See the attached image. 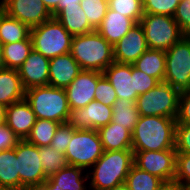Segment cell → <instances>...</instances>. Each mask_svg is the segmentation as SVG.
Returning a JSON list of instances; mask_svg holds the SVG:
<instances>
[{
	"instance_id": "obj_11",
	"label": "cell",
	"mask_w": 190,
	"mask_h": 190,
	"mask_svg": "<svg viewBox=\"0 0 190 190\" xmlns=\"http://www.w3.org/2000/svg\"><path fill=\"white\" fill-rule=\"evenodd\" d=\"M134 165L164 182L175 179L176 156L175 149L163 151H133Z\"/></svg>"
},
{
	"instance_id": "obj_45",
	"label": "cell",
	"mask_w": 190,
	"mask_h": 190,
	"mask_svg": "<svg viewBox=\"0 0 190 190\" xmlns=\"http://www.w3.org/2000/svg\"><path fill=\"white\" fill-rule=\"evenodd\" d=\"M158 190H186L179 182L172 180L163 182Z\"/></svg>"
},
{
	"instance_id": "obj_49",
	"label": "cell",
	"mask_w": 190,
	"mask_h": 190,
	"mask_svg": "<svg viewBox=\"0 0 190 190\" xmlns=\"http://www.w3.org/2000/svg\"><path fill=\"white\" fill-rule=\"evenodd\" d=\"M5 69V63L3 58V45L0 43V70Z\"/></svg>"
},
{
	"instance_id": "obj_39",
	"label": "cell",
	"mask_w": 190,
	"mask_h": 190,
	"mask_svg": "<svg viewBox=\"0 0 190 190\" xmlns=\"http://www.w3.org/2000/svg\"><path fill=\"white\" fill-rule=\"evenodd\" d=\"M174 148L177 154L190 155V124H176Z\"/></svg>"
},
{
	"instance_id": "obj_14",
	"label": "cell",
	"mask_w": 190,
	"mask_h": 190,
	"mask_svg": "<svg viewBox=\"0 0 190 190\" xmlns=\"http://www.w3.org/2000/svg\"><path fill=\"white\" fill-rule=\"evenodd\" d=\"M103 72L82 70L65 88L70 110H76L88 105L95 98L98 79Z\"/></svg>"
},
{
	"instance_id": "obj_8",
	"label": "cell",
	"mask_w": 190,
	"mask_h": 190,
	"mask_svg": "<svg viewBox=\"0 0 190 190\" xmlns=\"http://www.w3.org/2000/svg\"><path fill=\"white\" fill-rule=\"evenodd\" d=\"M102 143L97 130L76 129L65 152L68 165L81 168L92 167L103 154Z\"/></svg>"
},
{
	"instance_id": "obj_34",
	"label": "cell",
	"mask_w": 190,
	"mask_h": 190,
	"mask_svg": "<svg viewBox=\"0 0 190 190\" xmlns=\"http://www.w3.org/2000/svg\"><path fill=\"white\" fill-rule=\"evenodd\" d=\"M109 9L140 22L143 12V0H108Z\"/></svg>"
},
{
	"instance_id": "obj_25",
	"label": "cell",
	"mask_w": 190,
	"mask_h": 190,
	"mask_svg": "<svg viewBox=\"0 0 190 190\" xmlns=\"http://www.w3.org/2000/svg\"><path fill=\"white\" fill-rule=\"evenodd\" d=\"M133 66L148 76L156 78L159 82H164L166 71L165 51L148 49L133 63Z\"/></svg>"
},
{
	"instance_id": "obj_30",
	"label": "cell",
	"mask_w": 190,
	"mask_h": 190,
	"mask_svg": "<svg viewBox=\"0 0 190 190\" xmlns=\"http://www.w3.org/2000/svg\"><path fill=\"white\" fill-rule=\"evenodd\" d=\"M163 180L133 165L126 177L129 190H158Z\"/></svg>"
},
{
	"instance_id": "obj_7",
	"label": "cell",
	"mask_w": 190,
	"mask_h": 190,
	"mask_svg": "<svg viewBox=\"0 0 190 190\" xmlns=\"http://www.w3.org/2000/svg\"><path fill=\"white\" fill-rule=\"evenodd\" d=\"M149 49L167 51L184 35L172 16L143 14L139 22Z\"/></svg>"
},
{
	"instance_id": "obj_41",
	"label": "cell",
	"mask_w": 190,
	"mask_h": 190,
	"mask_svg": "<svg viewBox=\"0 0 190 190\" xmlns=\"http://www.w3.org/2000/svg\"><path fill=\"white\" fill-rule=\"evenodd\" d=\"M132 76H134L135 91L138 95L144 94L160 83L156 78L148 76L146 73L135 68L133 64Z\"/></svg>"
},
{
	"instance_id": "obj_22",
	"label": "cell",
	"mask_w": 190,
	"mask_h": 190,
	"mask_svg": "<svg viewBox=\"0 0 190 190\" xmlns=\"http://www.w3.org/2000/svg\"><path fill=\"white\" fill-rule=\"evenodd\" d=\"M26 89L15 69L0 70V103L6 106L25 98Z\"/></svg>"
},
{
	"instance_id": "obj_13",
	"label": "cell",
	"mask_w": 190,
	"mask_h": 190,
	"mask_svg": "<svg viewBox=\"0 0 190 190\" xmlns=\"http://www.w3.org/2000/svg\"><path fill=\"white\" fill-rule=\"evenodd\" d=\"M112 116V107L92 100L85 107L72 110L67 123L75 129L98 130L108 125Z\"/></svg>"
},
{
	"instance_id": "obj_44",
	"label": "cell",
	"mask_w": 190,
	"mask_h": 190,
	"mask_svg": "<svg viewBox=\"0 0 190 190\" xmlns=\"http://www.w3.org/2000/svg\"><path fill=\"white\" fill-rule=\"evenodd\" d=\"M82 0H60L58 7L51 13L52 18H54L61 10L66 8V6H80Z\"/></svg>"
},
{
	"instance_id": "obj_10",
	"label": "cell",
	"mask_w": 190,
	"mask_h": 190,
	"mask_svg": "<svg viewBox=\"0 0 190 190\" xmlns=\"http://www.w3.org/2000/svg\"><path fill=\"white\" fill-rule=\"evenodd\" d=\"M18 160L20 190L37 188L47 180L42 162L40 161L39 147L29 143L26 139L20 140L15 147Z\"/></svg>"
},
{
	"instance_id": "obj_24",
	"label": "cell",
	"mask_w": 190,
	"mask_h": 190,
	"mask_svg": "<svg viewBox=\"0 0 190 190\" xmlns=\"http://www.w3.org/2000/svg\"><path fill=\"white\" fill-rule=\"evenodd\" d=\"M0 188L2 190H20L15 147L0 151Z\"/></svg>"
},
{
	"instance_id": "obj_17",
	"label": "cell",
	"mask_w": 190,
	"mask_h": 190,
	"mask_svg": "<svg viewBox=\"0 0 190 190\" xmlns=\"http://www.w3.org/2000/svg\"><path fill=\"white\" fill-rule=\"evenodd\" d=\"M36 120V115L25 98L7 106L6 125L20 140L27 139Z\"/></svg>"
},
{
	"instance_id": "obj_21",
	"label": "cell",
	"mask_w": 190,
	"mask_h": 190,
	"mask_svg": "<svg viewBox=\"0 0 190 190\" xmlns=\"http://www.w3.org/2000/svg\"><path fill=\"white\" fill-rule=\"evenodd\" d=\"M97 131L104 151L132 150V132L128 129L111 121Z\"/></svg>"
},
{
	"instance_id": "obj_50",
	"label": "cell",
	"mask_w": 190,
	"mask_h": 190,
	"mask_svg": "<svg viewBox=\"0 0 190 190\" xmlns=\"http://www.w3.org/2000/svg\"><path fill=\"white\" fill-rule=\"evenodd\" d=\"M108 190H129V188L127 187V185L125 183H122V184L114 186Z\"/></svg>"
},
{
	"instance_id": "obj_1",
	"label": "cell",
	"mask_w": 190,
	"mask_h": 190,
	"mask_svg": "<svg viewBox=\"0 0 190 190\" xmlns=\"http://www.w3.org/2000/svg\"><path fill=\"white\" fill-rule=\"evenodd\" d=\"M176 118L140 116L132 131V151L175 149Z\"/></svg>"
},
{
	"instance_id": "obj_48",
	"label": "cell",
	"mask_w": 190,
	"mask_h": 190,
	"mask_svg": "<svg viewBox=\"0 0 190 190\" xmlns=\"http://www.w3.org/2000/svg\"><path fill=\"white\" fill-rule=\"evenodd\" d=\"M37 189L38 190H63L59 187H53L48 180H46L40 186H38Z\"/></svg>"
},
{
	"instance_id": "obj_16",
	"label": "cell",
	"mask_w": 190,
	"mask_h": 190,
	"mask_svg": "<svg viewBox=\"0 0 190 190\" xmlns=\"http://www.w3.org/2000/svg\"><path fill=\"white\" fill-rule=\"evenodd\" d=\"M49 62V58L34 49L30 52L24 63L17 69L26 90L49 85Z\"/></svg>"
},
{
	"instance_id": "obj_6",
	"label": "cell",
	"mask_w": 190,
	"mask_h": 190,
	"mask_svg": "<svg viewBox=\"0 0 190 190\" xmlns=\"http://www.w3.org/2000/svg\"><path fill=\"white\" fill-rule=\"evenodd\" d=\"M180 91L170 84L160 82L137 97L135 104L140 116L177 118Z\"/></svg>"
},
{
	"instance_id": "obj_47",
	"label": "cell",
	"mask_w": 190,
	"mask_h": 190,
	"mask_svg": "<svg viewBox=\"0 0 190 190\" xmlns=\"http://www.w3.org/2000/svg\"><path fill=\"white\" fill-rule=\"evenodd\" d=\"M6 109L7 106L0 103V127L6 125Z\"/></svg>"
},
{
	"instance_id": "obj_15",
	"label": "cell",
	"mask_w": 190,
	"mask_h": 190,
	"mask_svg": "<svg viewBox=\"0 0 190 190\" xmlns=\"http://www.w3.org/2000/svg\"><path fill=\"white\" fill-rule=\"evenodd\" d=\"M148 49L144 30L140 23H136L127 35L113 46L114 62L133 64Z\"/></svg>"
},
{
	"instance_id": "obj_42",
	"label": "cell",
	"mask_w": 190,
	"mask_h": 190,
	"mask_svg": "<svg viewBox=\"0 0 190 190\" xmlns=\"http://www.w3.org/2000/svg\"><path fill=\"white\" fill-rule=\"evenodd\" d=\"M176 124H190V89L180 92Z\"/></svg>"
},
{
	"instance_id": "obj_19",
	"label": "cell",
	"mask_w": 190,
	"mask_h": 190,
	"mask_svg": "<svg viewBox=\"0 0 190 190\" xmlns=\"http://www.w3.org/2000/svg\"><path fill=\"white\" fill-rule=\"evenodd\" d=\"M82 71L71 53L59 55L49 62V85L56 88H67Z\"/></svg>"
},
{
	"instance_id": "obj_46",
	"label": "cell",
	"mask_w": 190,
	"mask_h": 190,
	"mask_svg": "<svg viewBox=\"0 0 190 190\" xmlns=\"http://www.w3.org/2000/svg\"><path fill=\"white\" fill-rule=\"evenodd\" d=\"M50 13H52L57 7L60 0H41Z\"/></svg>"
},
{
	"instance_id": "obj_31",
	"label": "cell",
	"mask_w": 190,
	"mask_h": 190,
	"mask_svg": "<svg viewBox=\"0 0 190 190\" xmlns=\"http://www.w3.org/2000/svg\"><path fill=\"white\" fill-rule=\"evenodd\" d=\"M60 124L51 120L37 119L26 140L38 147L49 146Z\"/></svg>"
},
{
	"instance_id": "obj_20",
	"label": "cell",
	"mask_w": 190,
	"mask_h": 190,
	"mask_svg": "<svg viewBox=\"0 0 190 190\" xmlns=\"http://www.w3.org/2000/svg\"><path fill=\"white\" fill-rule=\"evenodd\" d=\"M135 24L136 22L133 19L108 8L96 31L114 46L123 36L127 35Z\"/></svg>"
},
{
	"instance_id": "obj_33",
	"label": "cell",
	"mask_w": 190,
	"mask_h": 190,
	"mask_svg": "<svg viewBox=\"0 0 190 190\" xmlns=\"http://www.w3.org/2000/svg\"><path fill=\"white\" fill-rule=\"evenodd\" d=\"M81 9L84 11L89 24L96 30L102 23L109 8L108 0H82Z\"/></svg>"
},
{
	"instance_id": "obj_43",
	"label": "cell",
	"mask_w": 190,
	"mask_h": 190,
	"mask_svg": "<svg viewBox=\"0 0 190 190\" xmlns=\"http://www.w3.org/2000/svg\"><path fill=\"white\" fill-rule=\"evenodd\" d=\"M20 139L7 126L0 127V151L16 147Z\"/></svg>"
},
{
	"instance_id": "obj_32",
	"label": "cell",
	"mask_w": 190,
	"mask_h": 190,
	"mask_svg": "<svg viewBox=\"0 0 190 190\" xmlns=\"http://www.w3.org/2000/svg\"><path fill=\"white\" fill-rule=\"evenodd\" d=\"M40 161L47 177L58 172L67 165L65 154L49 146L39 147Z\"/></svg>"
},
{
	"instance_id": "obj_38",
	"label": "cell",
	"mask_w": 190,
	"mask_h": 190,
	"mask_svg": "<svg viewBox=\"0 0 190 190\" xmlns=\"http://www.w3.org/2000/svg\"><path fill=\"white\" fill-rule=\"evenodd\" d=\"M175 181L179 182L186 190L190 189V155L177 154Z\"/></svg>"
},
{
	"instance_id": "obj_23",
	"label": "cell",
	"mask_w": 190,
	"mask_h": 190,
	"mask_svg": "<svg viewBox=\"0 0 190 190\" xmlns=\"http://www.w3.org/2000/svg\"><path fill=\"white\" fill-rule=\"evenodd\" d=\"M72 35H83L95 31L81 9V6H66L55 17Z\"/></svg>"
},
{
	"instance_id": "obj_3",
	"label": "cell",
	"mask_w": 190,
	"mask_h": 190,
	"mask_svg": "<svg viewBox=\"0 0 190 190\" xmlns=\"http://www.w3.org/2000/svg\"><path fill=\"white\" fill-rule=\"evenodd\" d=\"M134 165L132 150L103 151L101 158L93 165L90 188L108 190L125 183Z\"/></svg>"
},
{
	"instance_id": "obj_40",
	"label": "cell",
	"mask_w": 190,
	"mask_h": 190,
	"mask_svg": "<svg viewBox=\"0 0 190 190\" xmlns=\"http://www.w3.org/2000/svg\"><path fill=\"white\" fill-rule=\"evenodd\" d=\"M184 36H190V0H181L173 16Z\"/></svg>"
},
{
	"instance_id": "obj_9",
	"label": "cell",
	"mask_w": 190,
	"mask_h": 190,
	"mask_svg": "<svg viewBox=\"0 0 190 190\" xmlns=\"http://www.w3.org/2000/svg\"><path fill=\"white\" fill-rule=\"evenodd\" d=\"M164 82L181 91L190 89V36H183L165 52Z\"/></svg>"
},
{
	"instance_id": "obj_51",
	"label": "cell",
	"mask_w": 190,
	"mask_h": 190,
	"mask_svg": "<svg viewBox=\"0 0 190 190\" xmlns=\"http://www.w3.org/2000/svg\"><path fill=\"white\" fill-rule=\"evenodd\" d=\"M25 190H38L37 188H26Z\"/></svg>"
},
{
	"instance_id": "obj_36",
	"label": "cell",
	"mask_w": 190,
	"mask_h": 190,
	"mask_svg": "<svg viewBox=\"0 0 190 190\" xmlns=\"http://www.w3.org/2000/svg\"><path fill=\"white\" fill-rule=\"evenodd\" d=\"M94 100L109 107H112L117 100L115 89L104 74L98 79Z\"/></svg>"
},
{
	"instance_id": "obj_37",
	"label": "cell",
	"mask_w": 190,
	"mask_h": 190,
	"mask_svg": "<svg viewBox=\"0 0 190 190\" xmlns=\"http://www.w3.org/2000/svg\"><path fill=\"white\" fill-rule=\"evenodd\" d=\"M75 130L76 129L70 126L68 123L60 124L50 143V146L56 149L58 152L65 154Z\"/></svg>"
},
{
	"instance_id": "obj_18",
	"label": "cell",
	"mask_w": 190,
	"mask_h": 190,
	"mask_svg": "<svg viewBox=\"0 0 190 190\" xmlns=\"http://www.w3.org/2000/svg\"><path fill=\"white\" fill-rule=\"evenodd\" d=\"M103 74L115 89L117 99L136 101L139 95L135 91L132 64L113 62L103 71Z\"/></svg>"
},
{
	"instance_id": "obj_29",
	"label": "cell",
	"mask_w": 190,
	"mask_h": 190,
	"mask_svg": "<svg viewBox=\"0 0 190 190\" xmlns=\"http://www.w3.org/2000/svg\"><path fill=\"white\" fill-rule=\"evenodd\" d=\"M33 50L31 39L3 45L5 68L17 70Z\"/></svg>"
},
{
	"instance_id": "obj_28",
	"label": "cell",
	"mask_w": 190,
	"mask_h": 190,
	"mask_svg": "<svg viewBox=\"0 0 190 190\" xmlns=\"http://www.w3.org/2000/svg\"><path fill=\"white\" fill-rule=\"evenodd\" d=\"M112 110V122L132 132L140 118L135 101L117 99L112 106Z\"/></svg>"
},
{
	"instance_id": "obj_27",
	"label": "cell",
	"mask_w": 190,
	"mask_h": 190,
	"mask_svg": "<svg viewBox=\"0 0 190 190\" xmlns=\"http://www.w3.org/2000/svg\"><path fill=\"white\" fill-rule=\"evenodd\" d=\"M31 28L0 9V43H15L30 38Z\"/></svg>"
},
{
	"instance_id": "obj_12",
	"label": "cell",
	"mask_w": 190,
	"mask_h": 190,
	"mask_svg": "<svg viewBox=\"0 0 190 190\" xmlns=\"http://www.w3.org/2000/svg\"><path fill=\"white\" fill-rule=\"evenodd\" d=\"M0 9L30 28L52 18L51 13L41 0H2Z\"/></svg>"
},
{
	"instance_id": "obj_5",
	"label": "cell",
	"mask_w": 190,
	"mask_h": 190,
	"mask_svg": "<svg viewBox=\"0 0 190 190\" xmlns=\"http://www.w3.org/2000/svg\"><path fill=\"white\" fill-rule=\"evenodd\" d=\"M30 38L33 49L46 58L71 52L73 36L55 18L32 27Z\"/></svg>"
},
{
	"instance_id": "obj_2",
	"label": "cell",
	"mask_w": 190,
	"mask_h": 190,
	"mask_svg": "<svg viewBox=\"0 0 190 190\" xmlns=\"http://www.w3.org/2000/svg\"><path fill=\"white\" fill-rule=\"evenodd\" d=\"M70 53L82 70L103 72L114 62L113 46L96 30L73 36Z\"/></svg>"
},
{
	"instance_id": "obj_35",
	"label": "cell",
	"mask_w": 190,
	"mask_h": 190,
	"mask_svg": "<svg viewBox=\"0 0 190 190\" xmlns=\"http://www.w3.org/2000/svg\"><path fill=\"white\" fill-rule=\"evenodd\" d=\"M181 0H143L144 14L174 16Z\"/></svg>"
},
{
	"instance_id": "obj_26",
	"label": "cell",
	"mask_w": 190,
	"mask_h": 190,
	"mask_svg": "<svg viewBox=\"0 0 190 190\" xmlns=\"http://www.w3.org/2000/svg\"><path fill=\"white\" fill-rule=\"evenodd\" d=\"M82 170L84 168L67 164L64 168L49 176L47 180L53 187H59L63 190H86L84 181H87L90 173H87L84 178Z\"/></svg>"
},
{
	"instance_id": "obj_4",
	"label": "cell",
	"mask_w": 190,
	"mask_h": 190,
	"mask_svg": "<svg viewBox=\"0 0 190 190\" xmlns=\"http://www.w3.org/2000/svg\"><path fill=\"white\" fill-rule=\"evenodd\" d=\"M25 99L29 102L37 119L67 123L70 107L65 89L50 85L26 90Z\"/></svg>"
}]
</instances>
